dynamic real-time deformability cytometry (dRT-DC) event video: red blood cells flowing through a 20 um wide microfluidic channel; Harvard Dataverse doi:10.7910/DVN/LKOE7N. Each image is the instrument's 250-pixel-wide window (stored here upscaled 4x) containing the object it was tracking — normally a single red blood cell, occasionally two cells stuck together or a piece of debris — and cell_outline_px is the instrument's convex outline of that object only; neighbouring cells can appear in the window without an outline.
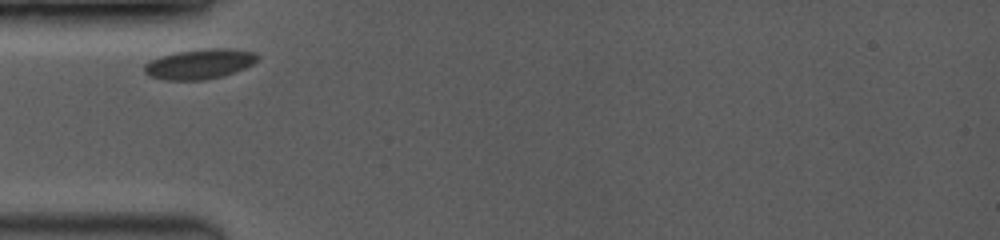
{"species": "common noctule bat (a hibernating species)", "species_latin": "Nyctalus noctula", "temperature_condition": "room temperature", "stored_images_in_passage": 53, "camera_frame_rate_fps": 3500, "um_per_image_px": 0.085, "animal": {"sex": "female", "body_mass_g": 19.0, "forearm_length_mm": 53.3}, "frame": {"image": 1, "passage_image": 1, "time_ms": 0.0, "image_size_px": [1000, 240], "cell_outline_px": [[260, 56], [252, 64], [244, 68], [220, 76], [204, 80], [164, 80], [148, 76], [144, 72], [144, 64], [160, 56], [176, 52], [208, 48], [224, 48], [256, 52]], "centroid_in_image_um": [16.93, 5.44], "position_along_channel_um": 68.1, "area_um2": 19.65}}
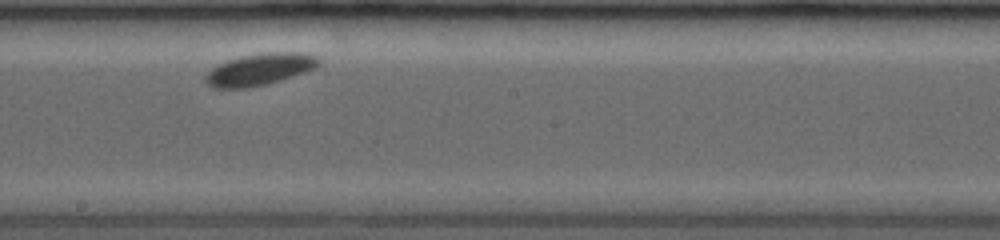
{"frame": {"image": 2, "passage_image": 29, "time_ms": 4.286, "image_size_px": [1000, 240], "cell_outline_px": [[320, 60], [312, 68], [304, 72], [268, 84], [248, 88], [212, 88], [204, 80], [204, 76], [216, 64], [240, 56], [264, 52], [300, 52], [316, 56]], "centroid_in_image_um": [22.0, 5.9], "position_along_channel_um": 226.2, "area_um2": 20.92}}
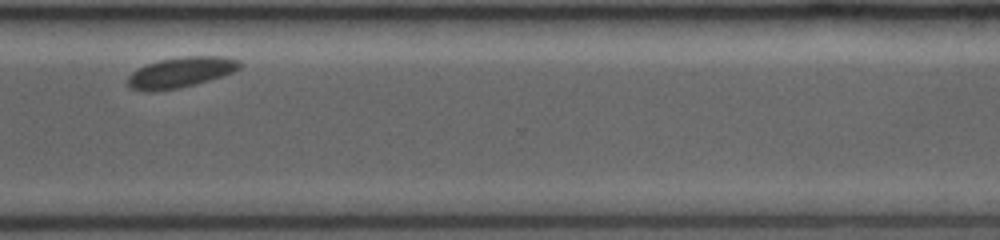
{"frame": {"image": 3, "passage_image": 52, "time_ms": 7.714, "image_size_px": [1000, 240], "cell_outline_px": [[240, 68], [232, 72], [196, 84], [176, 88], [152, 92], [148, 92], [132, 88], [128, 84], [128, 76], [132, 72], [148, 64], [160, 60], [184, 56], [224, 56], [240, 60]], "centroid_in_image_um": [15.37, 6.14], "position_along_channel_um": 355.2, "area_um2": 19.59}}